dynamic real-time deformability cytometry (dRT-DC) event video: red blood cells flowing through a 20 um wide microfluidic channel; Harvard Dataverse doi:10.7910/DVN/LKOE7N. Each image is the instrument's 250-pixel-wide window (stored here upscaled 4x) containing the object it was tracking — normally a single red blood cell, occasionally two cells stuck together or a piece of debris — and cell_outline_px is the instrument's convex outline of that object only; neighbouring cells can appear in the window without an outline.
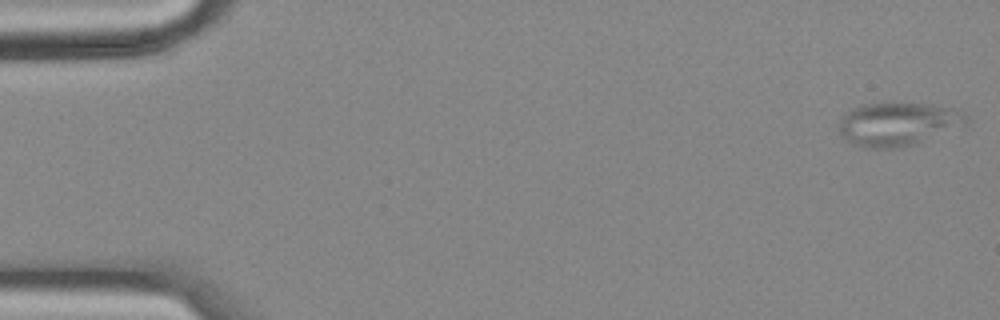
{"species": "common noctule bat (a hibernating species)", "species_latin": "Nyctalus noctula", "temperature_condition": "cold", "stored_images_in_passage": 51, "camera_frame_rate_fps": 3000, "um_per_image_px": 0.085, "animal": {"sex": "female", "body_mass_g": 18.4}, "frame": {"image": 1, "passage_image": 1, "time_ms": 0.0, "image_size_px": [1000, 320], "cell_outline_px": [[968, 120], [964, 128], [916, 144], [900, 148], [864, 148], [852, 144], [840, 132], [840, 116], [852, 108], [860, 104], [888, 100], [892, 100], [932, 104], [952, 108], [964, 112], [968, 116]], "centroid_in_image_um": [76.39, 10.5], "position_along_channel_um": 8.6, "area_um2": 33.76}}
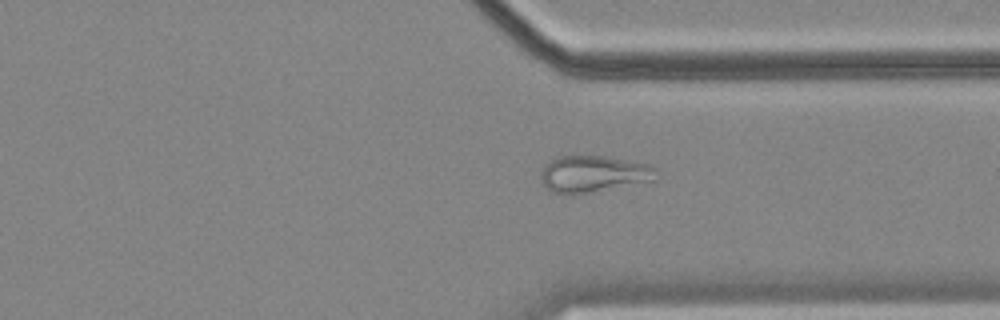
{"frame": {"image": 2, "passage_image": 42, "time_ms": 13.667, "image_size_px": [1000, 320], "cell_outline_px": [[656, 180], [572, 196], [552, 192], [540, 180], [540, 172], [544, 164], [560, 156], [608, 156], [648, 164], [656, 168]], "centroid_in_image_um": [50.42, 14.8], "position_along_channel_um": 361.0, "area_um2": 24.97}}
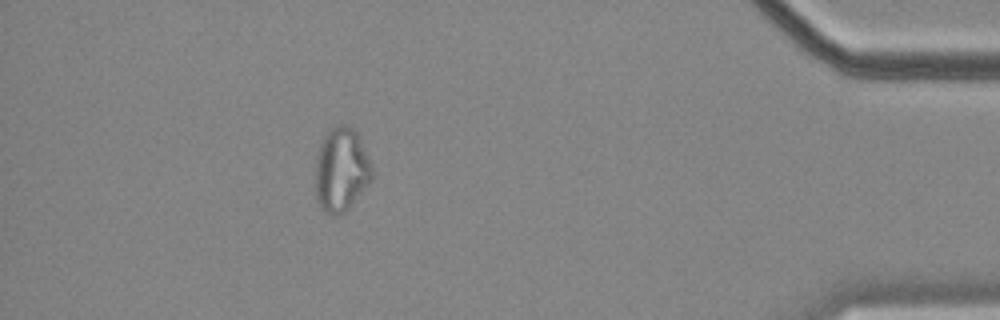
{"frame": {"image": 3, "passage_image": 50, "time_ms": 16.333, "image_size_px": [1000, 320], "cell_outline_px": [[372, 180], [348, 208], [344, 212], [336, 216], [332, 216], [324, 212], [320, 208], [316, 200], [316, 156], [320, 144], [324, 136], [336, 124], [344, 124], [352, 128], [356, 132], [364, 148], [372, 168]], "centroid_in_image_um": [28.98, 14.45], "position_along_channel_um": 406.2, "area_um2": 27.57}, "authors_computed_cell_mechanics": {"area_um2": 26.299, "velocity_mm_per_s": 3.5559, "shape_relaxation_time_tau1_ms": null, "shape_relaxation_time_tau2_ms": 4.5149, "deformation_change_tau1": null, "deformation_change_tau2": 0.1147}}